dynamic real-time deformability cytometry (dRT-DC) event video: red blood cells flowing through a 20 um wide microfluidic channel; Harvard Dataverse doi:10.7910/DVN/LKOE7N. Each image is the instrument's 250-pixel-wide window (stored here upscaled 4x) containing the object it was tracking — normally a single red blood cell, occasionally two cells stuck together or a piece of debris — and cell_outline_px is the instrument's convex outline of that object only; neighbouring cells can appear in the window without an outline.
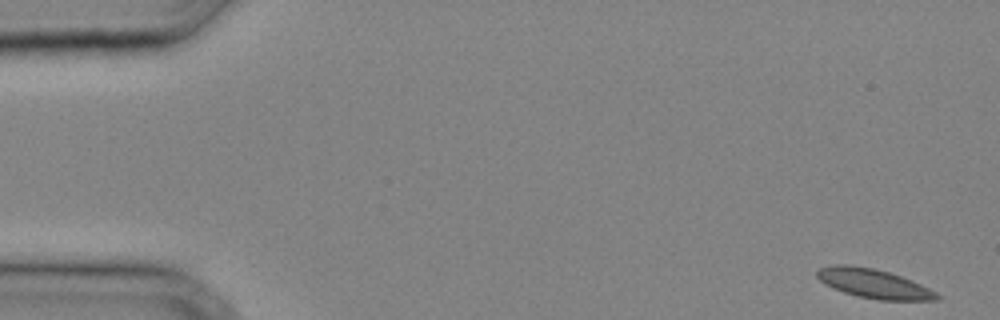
{"species": "common noctule bat (a hibernating species)", "species_latin": "Nyctalus noctula", "temperature_condition": "cold", "stored_images_in_passage": 33, "camera_frame_rate_fps": 3000, "um_per_image_px": 0.085, "animal": {"sex": "male", "body_mass_g": 20.4}, "frame": {"image": 1, "passage_image": 1, "time_ms": 0.0, "image_size_px": [1000, 320], "cell_outline_px": [[940, 296], [936, 300], [880, 300], [860, 296], [844, 292], [820, 280], [816, 276], [816, 272], [820, 268], [836, 264], [844, 264], [872, 268], [888, 272], [912, 280], [936, 292]], "centroid_in_image_um": [74.28, 24.1], "position_along_channel_um": 10.7, "area_um2": 19.88}}
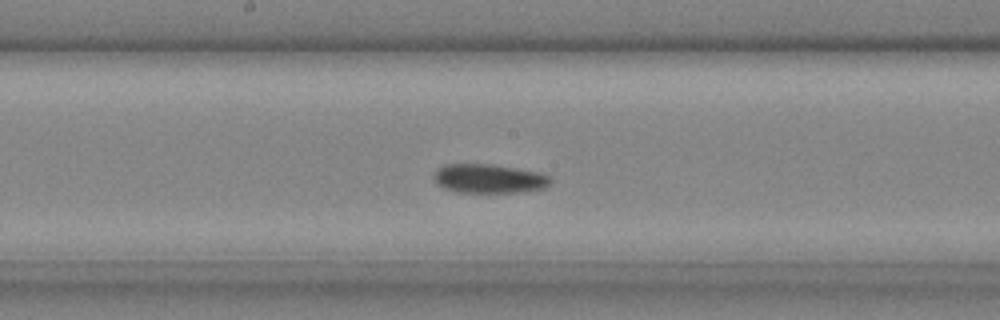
{"frame": {"image": 2, "passage_image": 18, "time_ms": 5.667, "image_size_px": [1000, 320], "cell_outline_px": [[552, 180], [544, 188], [516, 192], [460, 192], [444, 188], [436, 184], [432, 176], [436, 168], [444, 164], [492, 164], [540, 172], [548, 176]], "centroid_in_image_um": [41.5, 15.17], "position_along_channel_um": 206.7, "area_um2": 19.77}}
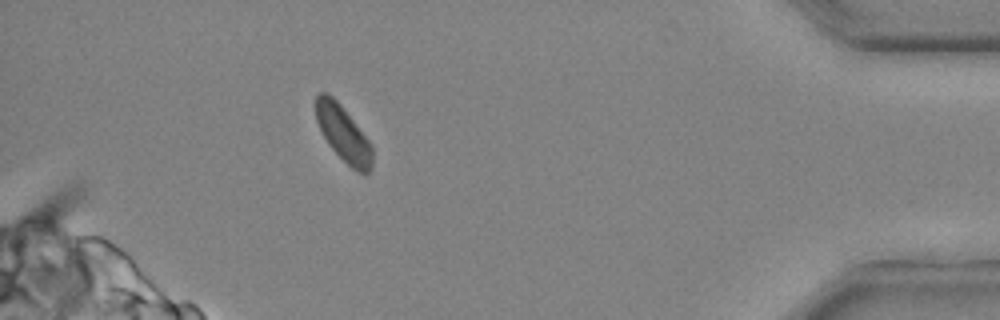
{"frame": {"image": 3, "passage_image": 31, "time_ms": 10.0, "image_size_px": [1000, 320], "cell_outline_px": [[372, 168], [368, 172], [356, 172], [328, 144], [316, 120], [316, 96], [320, 92], [328, 92], [340, 104], [372, 144]], "centroid_in_image_um": [29.18, 11.35], "position_along_channel_um": 406.0, "area_um2": 18.03}}